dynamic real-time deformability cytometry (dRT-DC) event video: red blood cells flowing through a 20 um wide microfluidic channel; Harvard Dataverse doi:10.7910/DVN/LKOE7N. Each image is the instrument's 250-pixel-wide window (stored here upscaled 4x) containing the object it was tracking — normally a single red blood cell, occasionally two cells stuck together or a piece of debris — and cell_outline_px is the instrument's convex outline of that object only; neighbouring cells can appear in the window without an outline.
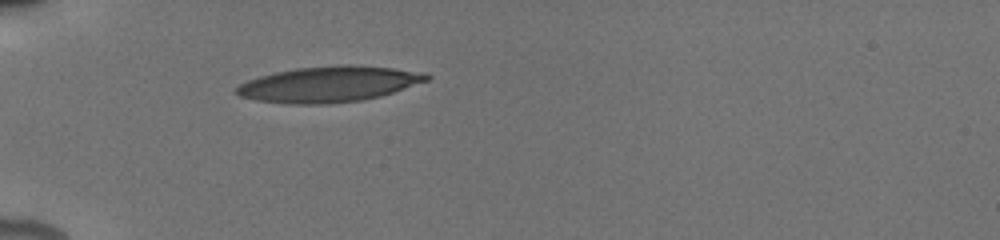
{"species": "human", "species_latin": "Homo sapiens", "temperature_condition": "cold", "stored_images_in_passage": 23, "camera_frame_rate_fps": 3000, "um_per_image_px": 0.085, "donor": {"sex": "male"}, "frame": {"image": 1, "passage_image": 1, "time_ms": 0.0, "image_size_px": [1000, 240], "cell_outline_px": [[432, 76], [428, 80], [380, 96], [364, 100], [328, 104], [288, 104], [256, 100], [240, 96], [232, 92], [240, 84], [248, 80], [260, 76], [276, 72], [296, 68], [336, 64], [348, 64], [392, 68], [424, 72]], "centroid_in_image_um": [27.94, 7.15], "position_along_channel_um": 57.1, "area_um2": 39.71}}